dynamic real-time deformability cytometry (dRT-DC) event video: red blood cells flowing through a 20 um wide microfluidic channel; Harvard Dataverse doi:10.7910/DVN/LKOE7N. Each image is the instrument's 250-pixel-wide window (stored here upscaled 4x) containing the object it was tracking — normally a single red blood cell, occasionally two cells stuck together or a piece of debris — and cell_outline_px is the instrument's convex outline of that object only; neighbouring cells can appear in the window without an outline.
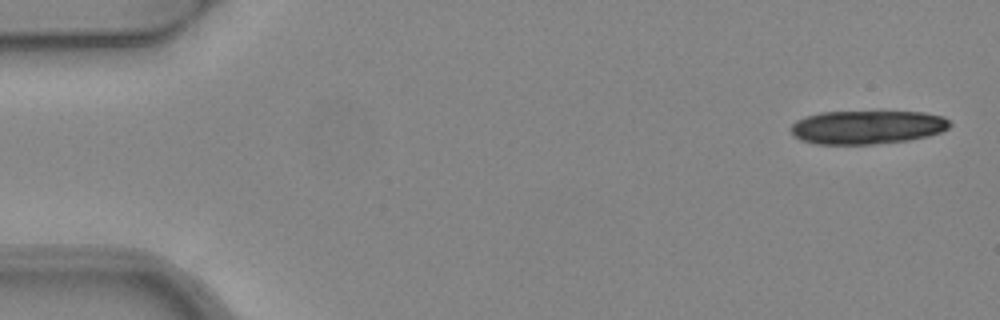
{"species": "common noctule bat (a hibernating species)", "species_latin": "Nyctalus noctula", "temperature_condition": "warm", "stored_images_in_passage": 5, "segment_of_instrument_passage": [1, 2], "camera_frame_rate_fps": 3000, "um_per_image_px": 0.085, "animal": {"sex": "female", "body_mass_g": 24.6, "forearm_length_mm": 56.2}, "frame": {"image": 1, "passage_image": 1, "time_ms": 0.0, "image_size_px": [1000, 320], "cell_outline_px": [[952, 124], [948, 128], [940, 132], [928, 136], [908, 140], [872, 144], [816, 144], [800, 140], [788, 128], [796, 120], [804, 116], [820, 112], [924, 112], [944, 116]], "centroid_in_image_um": [73.69, 10.81], "position_along_channel_um": 11.3, "area_um2": 31.21}}